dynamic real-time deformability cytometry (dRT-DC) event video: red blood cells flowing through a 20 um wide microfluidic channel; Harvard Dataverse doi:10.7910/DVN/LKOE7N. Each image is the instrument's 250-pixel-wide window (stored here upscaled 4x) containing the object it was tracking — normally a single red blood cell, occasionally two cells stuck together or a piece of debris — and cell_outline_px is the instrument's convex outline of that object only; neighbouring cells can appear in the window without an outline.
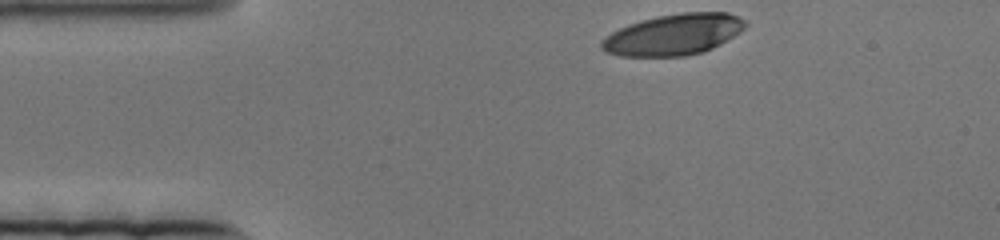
{"species": "human", "species_latin": "Homo sapiens", "temperature_condition": "cold", "stored_images_in_passage": 58, "camera_frame_rate_fps": 3000, "um_per_image_px": 0.085, "donor": {"sex": "female"}, "frame": {"image": 1, "passage_image": 1, "time_ms": 0.0, "image_size_px": [1000, 240], "cell_outline_px": [[748, 24], [740, 32], [720, 44], [704, 52], [688, 56], [620, 56], [608, 52], [600, 48], [600, 40], [604, 36], [628, 24], [640, 20], [656, 16], [684, 12], [728, 12], [744, 20]], "centroid_in_image_um": [57.23, 2.94], "position_along_channel_um": 27.8, "area_um2": 34.56}}
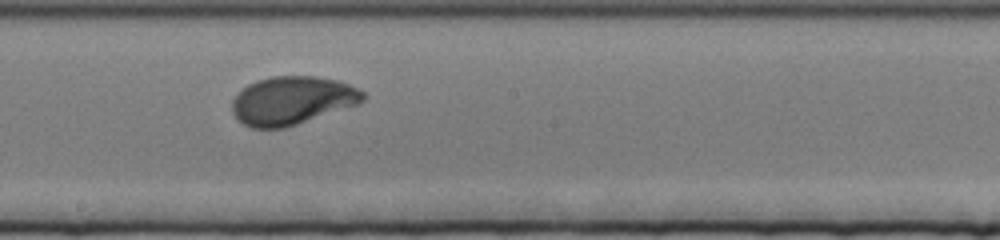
{"frame": {"image": 2, "passage_image": 32, "time_ms": 10.333, "image_size_px": [1000, 240], "cell_outline_px": [[364, 100], [356, 104], [284, 128], [252, 128], [236, 120], [232, 112], [232, 100], [248, 84], [256, 80], [272, 76], [316, 76], [336, 80], [348, 84], [364, 92]], "centroid_in_image_um": [24.78, 8.54], "position_along_channel_um": 223.4, "area_um2": 36.41}}
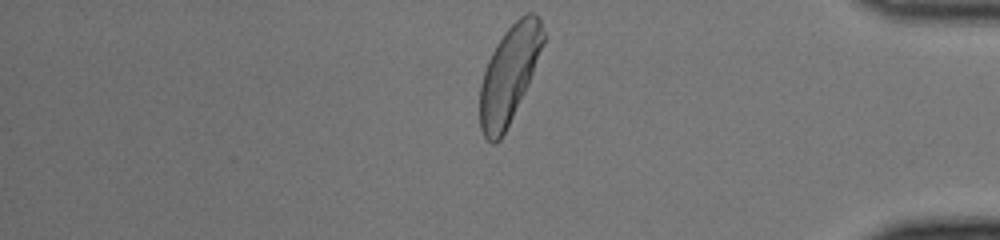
{"frame": {"image": 3, "passage_image": 57, "time_ms": 18.667, "image_size_px": [1000, 240], "cell_outline_px": [[544, 40], [528, 84], [500, 140], [496, 144], [492, 144], [484, 136], [480, 128], [480, 84], [488, 60], [496, 44], [504, 32], [520, 16], [528, 12], [532, 12], [540, 16], [544, 32]], "centroid_in_image_um": [43.27, 6.3], "position_along_channel_um": 391.9, "area_um2": 35.2}}